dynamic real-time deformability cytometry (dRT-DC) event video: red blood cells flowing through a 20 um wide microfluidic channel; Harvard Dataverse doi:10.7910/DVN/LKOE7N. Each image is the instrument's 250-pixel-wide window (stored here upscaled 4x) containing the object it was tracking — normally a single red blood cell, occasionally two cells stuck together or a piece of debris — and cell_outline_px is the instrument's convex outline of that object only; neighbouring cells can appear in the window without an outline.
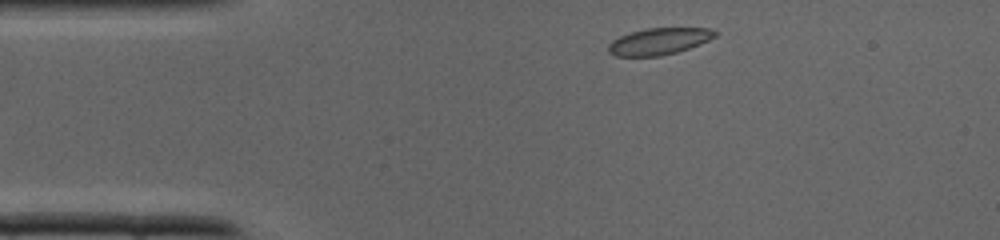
{"species": "common noctule bat (a hibernating species)", "species_latin": "Nyctalus noctula", "temperature_condition": "cold", "stored_images_in_passage": 32, "camera_frame_rate_fps": 3000, "um_per_image_px": 0.085, "animal": {"sex": "male", "body_mass_g": 19.0, "forearm_length_mm": 50.8}, "frame": {"image": 1, "passage_image": 1, "time_ms": 0.0, "image_size_px": [1000, 240], "cell_outline_px": [[716, 36], [700, 44], [676, 52], [660, 56], [616, 56], [608, 52], [608, 44], [612, 40], [620, 36], [644, 28], [712, 28], [716, 32]], "centroid_in_image_um": [56.0, 3.51], "position_along_channel_um": 29.0, "area_um2": 16.53}}
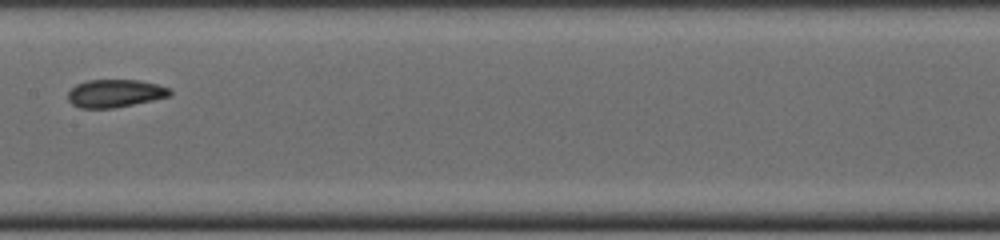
{"frame": {"image": 2, "passage_image": 13, "time_ms": 4.0, "image_size_px": [1000, 240], "cell_outline_px": [[172, 96], [112, 108], [80, 108], [72, 104], [68, 100], [68, 92], [76, 84], [88, 80], [140, 80], [172, 88]], "centroid_in_image_um": [9.8, 7.93], "position_along_channel_um": 197.6, "area_um2": 16.59}}
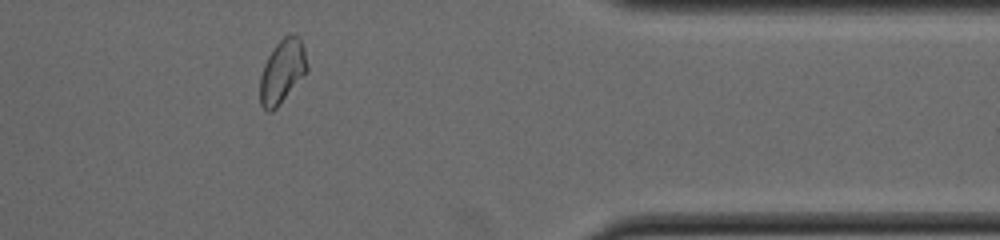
{"frame": {"image": 3, "passage_image": 25, "time_ms": 8.0, "image_size_px": [1000, 240], "cell_outline_px": [[308, 72], [280, 104], [272, 112], [268, 112], [260, 104], [260, 76], [264, 64], [272, 48], [284, 36], [296, 36], [300, 40], [304, 48], [308, 64]], "centroid_in_image_um": [23.99, 6.1], "position_along_channel_um": 387.4, "area_um2": 17.51}}